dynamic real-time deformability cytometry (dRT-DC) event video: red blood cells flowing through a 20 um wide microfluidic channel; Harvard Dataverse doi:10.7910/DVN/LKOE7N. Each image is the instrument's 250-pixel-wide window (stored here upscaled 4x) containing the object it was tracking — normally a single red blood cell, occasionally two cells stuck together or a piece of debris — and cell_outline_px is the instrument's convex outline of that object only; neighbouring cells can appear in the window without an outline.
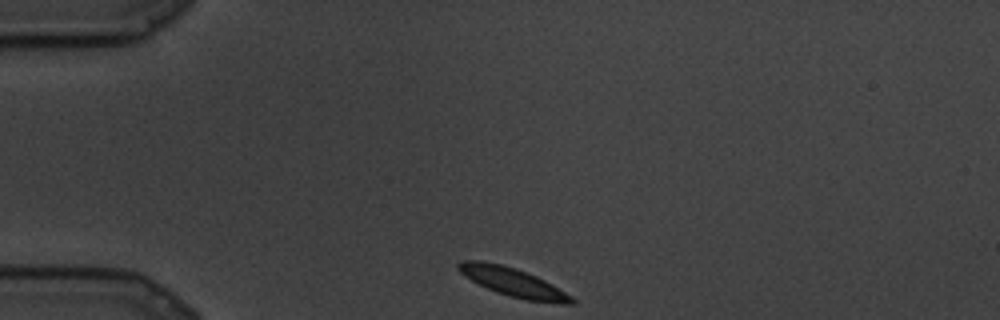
{"species": "common noctule bat (a hibernating species)", "species_latin": "Nyctalus noctula", "temperature_condition": "cold", "stored_images_in_passage": 70, "camera_frame_rate_fps": 3000, "um_per_image_px": 0.085, "animal": {"sex": "male", "body_mass_g": 19.5, "forearm_length_mm": 54.6}, "frame": {"image": 1, "passage_image": 1, "time_ms": 0.0, "image_size_px": [1000, 320], "cell_outline_px": [[576, 304], [560, 304], [528, 300], [508, 296], [496, 292], [464, 276], [456, 268], [456, 264], [460, 260], [480, 260], [504, 264], [516, 268], [536, 276], [552, 284], [572, 296], [576, 300]], "centroid_in_image_um": [43.61, 23.98], "position_along_channel_um": 41.4, "area_um2": 19.07}}
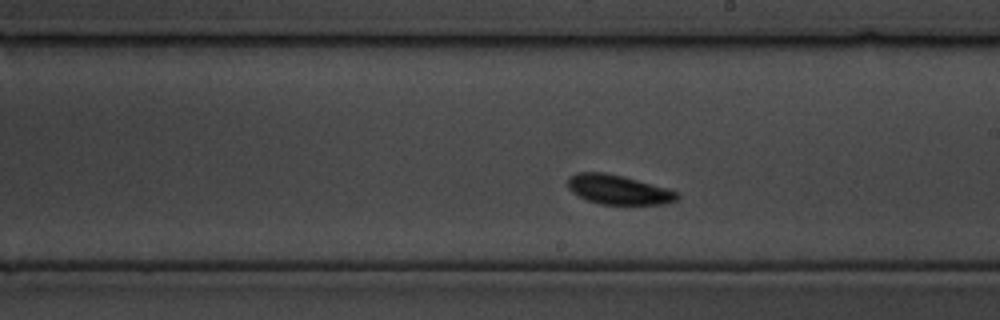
{"frame": {"image": 2, "passage_image": 32, "time_ms": 10.333, "image_size_px": [1000, 320], "cell_outline_px": [[680, 196], [676, 200], [664, 204], [600, 204], [588, 200], [572, 192], [568, 188], [568, 176], [576, 172], [604, 172], [668, 188], [676, 192]], "centroid_in_image_um": [52.53, 16.12], "position_along_channel_um": 236.5, "area_um2": 18.55}}
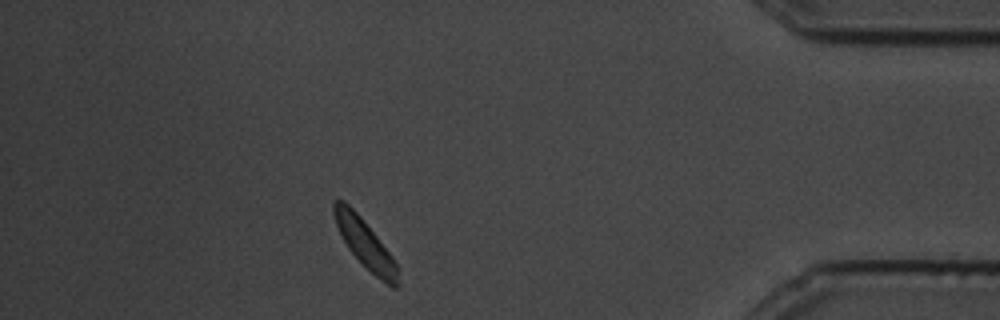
{"frame": {"image": 3, "passage_image": 60, "time_ms": 19.667, "image_size_px": [1000, 320], "cell_outline_px": [[396, 288], [392, 288], [380, 280], [348, 248], [336, 224], [332, 212], [332, 200], [344, 200], [360, 216], [392, 256], [396, 264]], "centroid_in_image_um": [30.97, 20.65], "position_along_channel_um": 404.2, "area_um2": 17.28}}